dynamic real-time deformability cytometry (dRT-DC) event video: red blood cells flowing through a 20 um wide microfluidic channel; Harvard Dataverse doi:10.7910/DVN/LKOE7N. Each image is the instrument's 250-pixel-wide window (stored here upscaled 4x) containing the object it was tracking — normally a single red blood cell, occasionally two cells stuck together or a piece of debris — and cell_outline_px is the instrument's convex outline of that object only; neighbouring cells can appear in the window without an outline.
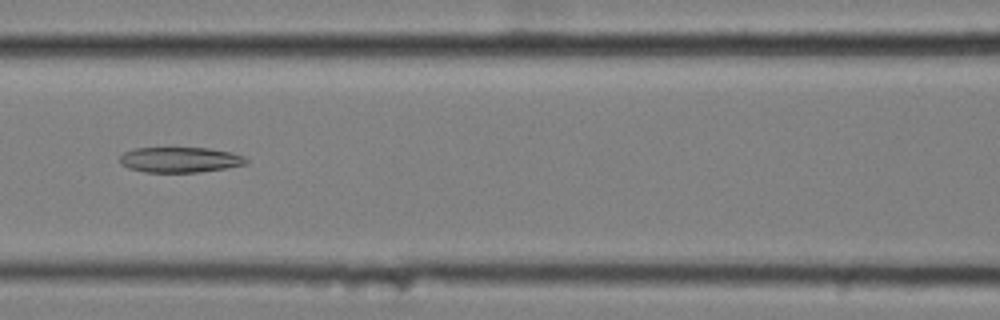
{"species": "common noctule bat (a hibernating species)", "species_latin": "Nyctalus noctula", "temperature_condition": "cold", "stored_images_in_passage": 41, "camera_frame_rate_fps": 3000, "um_per_image_px": 0.085, "animal": {"sex": "female", "body_mass_g": 25.1}, "frame": {"image": 1, "passage_image": 9, "time_ms": 2.667, "image_size_px": [1000, 320], "cell_outline_px": [[248, 164], [200, 172], [144, 172], [128, 168], [120, 160], [120, 156], [124, 152], [136, 148], [208, 148], [232, 152], [244, 156], [248, 160]], "centroid_in_image_um": [15.34, 13.58], "position_along_channel_um": 151.3, "area_um2": 18.61}}
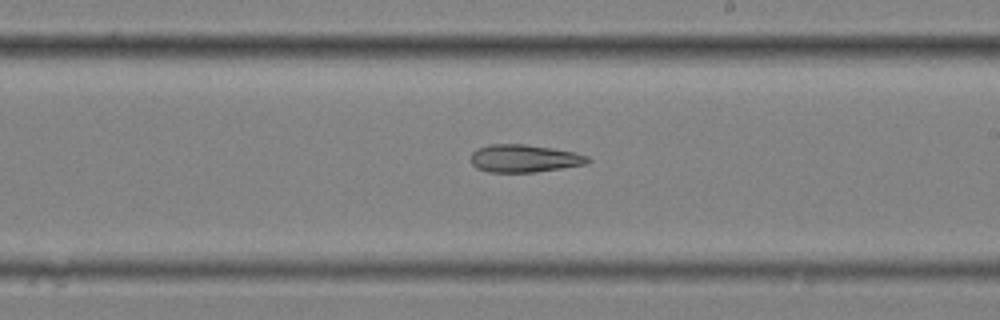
{"frame": {"image": 2, "passage_image": 17, "time_ms": 5.333, "image_size_px": [1000, 320], "cell_outline_px": [[592, 160], [588, 164], [532, 172], [488, 172], [476, 168], [472, 164], [472, 152], [488, 144], [524, 144], [552, 148], [576, 152], [588, 156]], "centroid_in_image_um": [44.59, 13.46], "position_along_channel_um": 244.4, "area_um2": 18.84}}
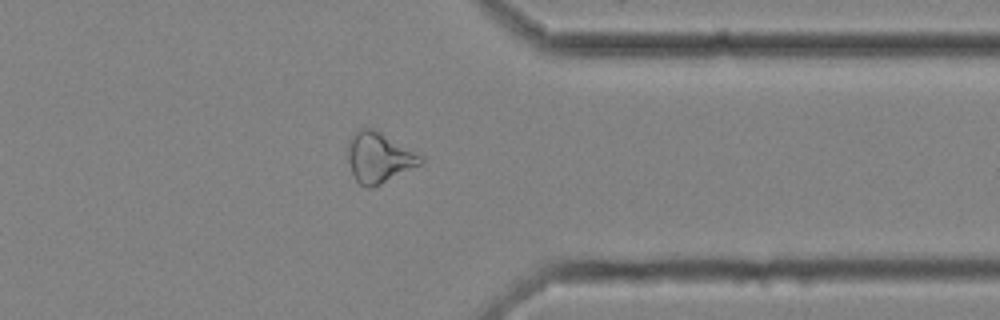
{"frame": {"image": 3, "passage_image": 29, "time_ms": 9.333, "image_size_px": [1000, 320], "cell_outline_px": [[424, 160], [420, 164], [372, 188], [368, 188], [360, 184], [356, 180], [352, 172], [348, 160], [348, 140], [352, 132], [360, 128], [372, 128], [380, 132], [424, 156]], "centroid_in_image_um": [32.18, 13.37], "position_along_channel_um": 379.2, "area_um2": 21.21}, "authors_computed_cell_mechanics": {"area_um2": 19.5942, "velocity_mm_per_s": 3.502, "shape_relaxation_time_tau1_ms": 11.3884, "shape_relaxation_time_tau2_ms": 4.406, "deformation_change_tau1": 0.1609, "deformation_change_tau2": 0.1458}}